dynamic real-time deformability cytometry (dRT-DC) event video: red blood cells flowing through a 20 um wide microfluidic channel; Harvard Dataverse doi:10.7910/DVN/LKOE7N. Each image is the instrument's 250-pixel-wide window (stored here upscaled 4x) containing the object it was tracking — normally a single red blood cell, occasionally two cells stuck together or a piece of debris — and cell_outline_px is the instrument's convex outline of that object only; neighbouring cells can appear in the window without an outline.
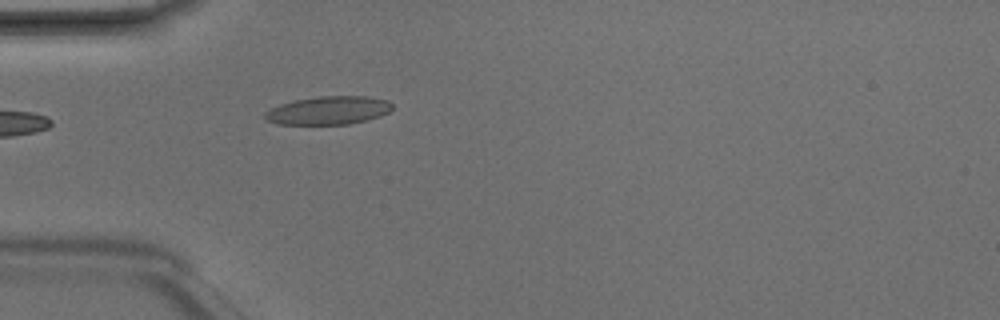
{"species": "Egyptian fruit bat (a non-hibernating species)", "species_latin": "Rousettus aegyptiacus", "temperature_condition": "room temperature", "stored_images_in_passage": 5, "camera_frame_rate_fps": 3000, "um_per_image_px": 0.085, "animal": {"sex": "male"}, "frame": {"image": 1, "passage_image": 5, "time_ms": 1.333, "image_size_px": [1000, 320], "cell_outline_px": [[392, 108], [388, 112], [380, 116], [348, 124], [276, 124], [264, 120], [264, 112], [280, 104], [296, 100], [320, 96], [368, 96], [388, 100], [392, 104]], "centroid_in_image_um": [27.9, 9.38], "position_along_channel_um": 57.1, "area_um2": 20.92}}